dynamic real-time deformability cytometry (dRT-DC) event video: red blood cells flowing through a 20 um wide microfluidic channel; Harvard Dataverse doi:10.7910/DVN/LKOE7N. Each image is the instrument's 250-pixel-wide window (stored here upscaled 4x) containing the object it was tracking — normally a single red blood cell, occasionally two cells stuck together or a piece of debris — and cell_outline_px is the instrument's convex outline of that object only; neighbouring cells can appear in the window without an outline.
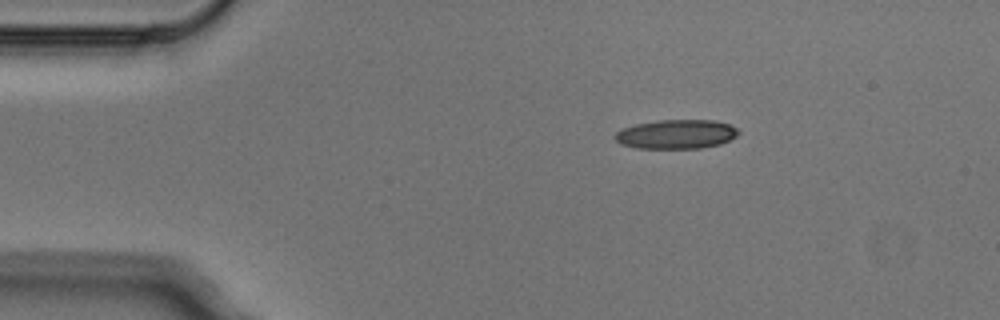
{"species": "Egyptian fruit bat (a non-hibernating species)", "species_latin": "Rousettus aegyptiacus", "temperature_condition": "cold", "stored_images_in_passage": 8, "camera_frame_rate_fps": 3000, "um_per_image_px": 0.085, "animal": {"sex": "male"}, "frame": {"image": 1, "passage_image": 1, "time_ms": 0.0, "image_size_px": [1000, 320], "cell_outline_px": [[740, 132], [736, 136], [720, 144], [700, 148], [636, 148], [620, 144], [612, 136], [616, 132], [624, 128], [636, 124], [660, 120], [716, 120], [728, 124], [736, 128]], "centroid_in_image_um": [57.47, 11.41], "position_along_channel_um": 27.5, "area_um2": 20.92}}
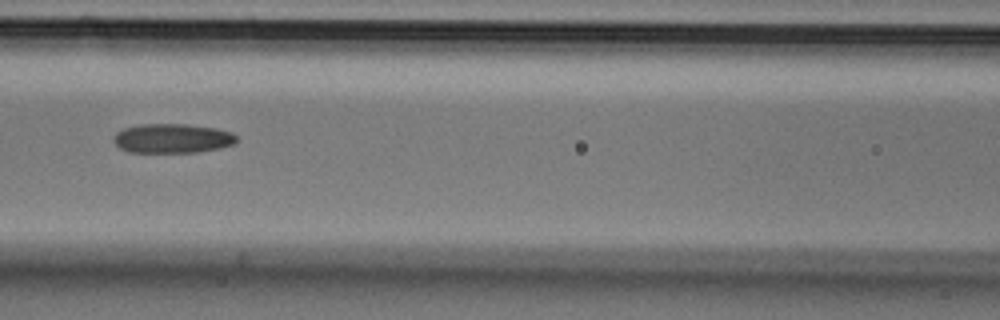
{"frame": {"image": 2, "passage_image": 5, "time_ms": 1.333, "image_size_px": [1000, 320], "cell_outline_px": [[236, 140], [232, 144], [220, 148], [196, 152], [128, 152], [120, 148], [112, 140], [112, 136], [116, 132], [124, 128], [140, 124], [184, 124], [216, 128], [232, 132], [236, 136]], "centroid_in_image_um": [14.61, 11.76], "position_along_channel_um": 152.0, "area_um2": 21.04}}
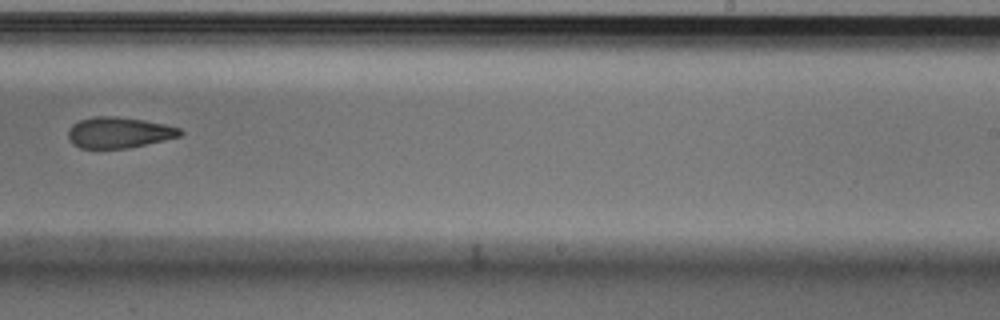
{"frame": {"image": 3, "passage_image": 8, "time_ms": 2.333, "image_size_px": [1000, 320], "cell_outline_px": [[184, 132], [180, 136], [164, 140], [128, 148], [80, 148], [72, 144], [68, 136], [68, 128], [72, 124], [80, 120], [92, 116], [116, 116], [144, 120], [164, 124], [180, 128]], "centroid_in_image_um": [10.08, 11.26], "position_along_channel_um": 278.9, "area_um2": 20.23}}